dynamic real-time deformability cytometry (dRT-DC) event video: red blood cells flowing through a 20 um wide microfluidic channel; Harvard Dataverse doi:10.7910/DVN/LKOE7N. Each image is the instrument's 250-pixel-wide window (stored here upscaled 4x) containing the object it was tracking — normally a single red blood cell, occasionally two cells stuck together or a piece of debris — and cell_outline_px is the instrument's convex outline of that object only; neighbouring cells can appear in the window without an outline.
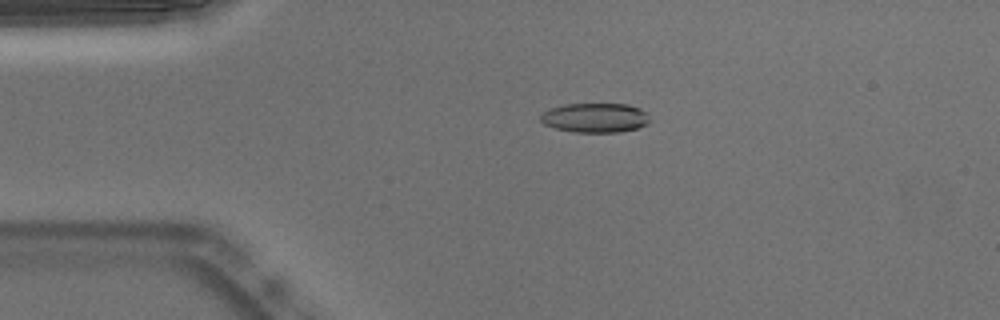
{"species": "Egyptian fruit bat (a non-hibernating species)", "species_latin": "Rousettus aegyptiacus", "temperature_condition": "warm", "stored_images_in_passage": 53, "camera_frame_rate_fps": 3000, "um_per_image_px": 0.085, "animal": {"sex": "male"}, "frame": {"image": 1, "passage_image": 11, "time_ms": 3.333, "image_size_px": [1000, 320], "cell_outline_px": [[652, 120], [648, 124], [636, 128], [620, 132], [572, 132], [556, 128], [544, 124], [540, 120], [540, 116], [548, 108], [564, 104], [628, 104], [640, 108]], "centroid_in_image_um": [50.58, 10.01], "position_along_channel_um": 34.4, "area_um2": 18.84}}
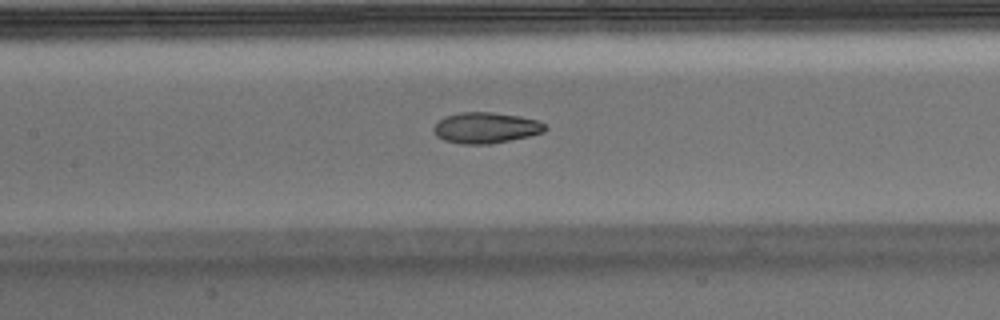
{"frame": {"image": 2, "passage_image": 24, "time_ms": 7.667, "image_size_px": [1000, 320], "cell_outline_px": [[548, 128], [544, 132], [528, 136], [492, 144], [460, 144], [444, 140], [436, 136], [432, 128], [444, 116], [460, 112], [492, 112], [520, 116], [536, 120], [544, 124]], "centroid_in_image_um": [41.28, 10.86], "position_along_channel_um": 166.1, "area_um2": 20.11}}
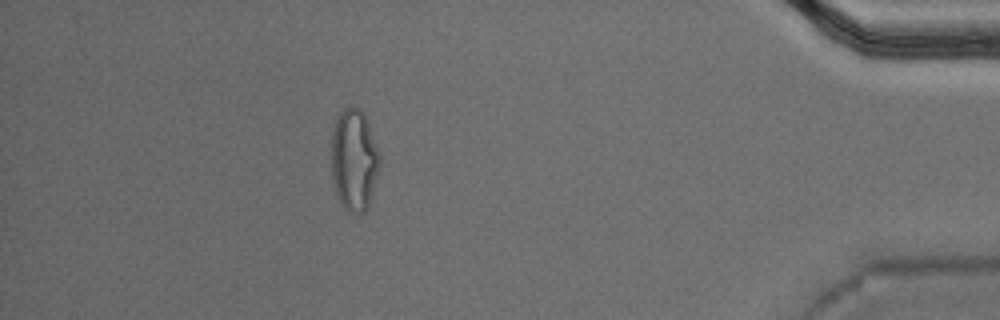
{"frame": {"image": 3, "passage_image": 47, "time_ms": 15.333, "image_size_px": [1000, 320], "cell_outline_px": [[380, 164], [368, 208], [364, 212], [348, 212], [340, 204], [336, 196], [332, 180], [332, 132], [336, 120], [340, 112], [348, 104], [352, 104], [360, 108], [364, 112], [380, 152]], "centroid_in_image_um": [30.1, 13.57], "position_along_channel_um": 405.1, "area_um2": 29.13}, "authors_computed_cell_mechanics": {"area_um2": 20.2878, "velocity_mm_per_s": 3.7956, "shape_relaxation_time_tau1_ms": null, "shape_relaxation_time_tau2_ms": 1.7168, "deformation_change_tau1": null, "deformation_change_tau2": 0.07}}